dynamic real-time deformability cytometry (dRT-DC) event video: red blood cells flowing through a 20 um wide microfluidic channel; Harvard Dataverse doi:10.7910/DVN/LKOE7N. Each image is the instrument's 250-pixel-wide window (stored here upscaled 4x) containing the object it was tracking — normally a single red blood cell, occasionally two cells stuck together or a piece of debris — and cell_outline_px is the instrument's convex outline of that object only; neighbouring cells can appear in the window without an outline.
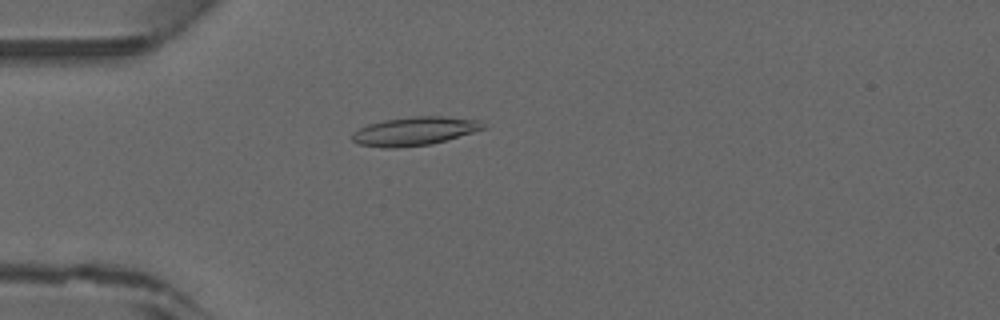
{"species": "common noctule bat (a hibernating species)", "species_latin": "Nyctalus noctula", "temperature_condition": "warm", "stored_images_in_passage": 46, "camera_frame_rate_fps": 3000, "um_per_image_px": 0.085, "animal": {"sex": "male", "forearm_length_mm": 52.5}, "frame": {"image": 1, "passage_image": 13, "time_ms": 4.0, "image_size_px": [1000, 320], "cell_outline_px": [[488, 128], [432, 144], [396, 148], [384, 148], [356, 144], [352, 140], [352, 132], [368, 124], [384, 120], [416, 116], [444, 116], [480, 120]], "centroid_in_image_um": [35.24, 11.15], "position_along_channel_um": 49.8, "area_um2": 21.96}}
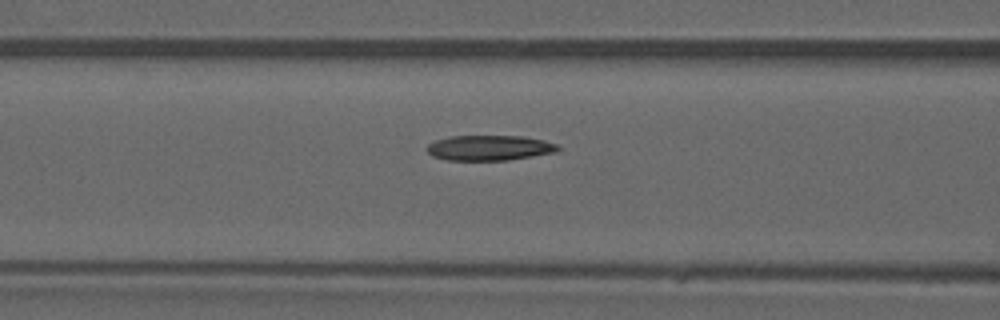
{"frame": {"image": 2, "passage_image": 19, "time_ms": 6.0, "image_size_px": [1000, 320], "cell_outline_px": [[560, 148], [556, 152], [508, 160], [448, 160], [432, 156], [424, 148], [428, 144], [436, 140], [452, 136], [524, 136], [544, 140], [556, 144]], "centroid_in_image_um": [41.58, 12.56], "position_along_channel_um": 125.0, "area_um2": 19.25}}
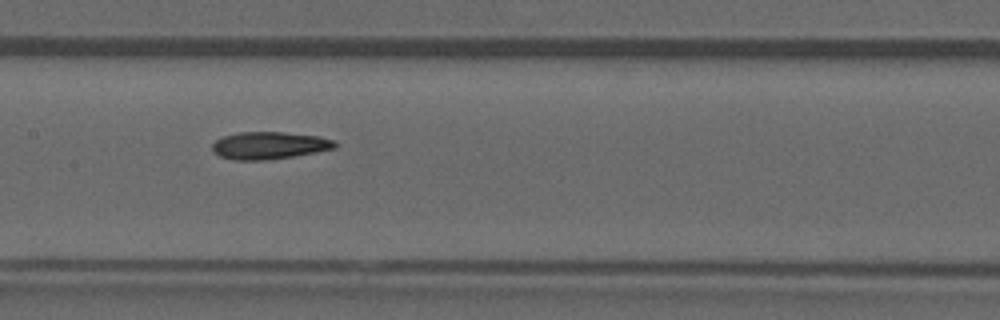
{"frame": {"image": 3, "passage_image": 23, "time_ms": 7.333, "image_size_px": [1000, 320], "cell_outline_px": [[340, 144], [336, 148], [316, 152], [292, 156], [264, 160], [236, 160], [220, 156], [212, 152], [212, 144], [216, 140], [224, 136], [240, 132], [284, 132], [320, 136], [336, 140]], "centroid_in_image_um": [22.93, 12.35], "position_along_channel_um": 184.5, "area_um2": 19.65}}